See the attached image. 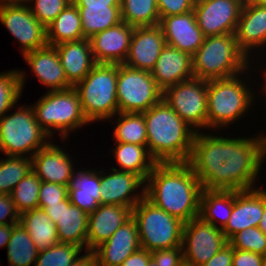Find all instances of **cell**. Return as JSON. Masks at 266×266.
<instances>
[{
  "mask_svg": "<svg viewBox=\"0 0 266 266\" xmlns=\"http://www.w3.org/2000/svg\"><path fill=\"white\" fill-rule=\"evenodd\" d=\"M213 132H196L187 162L202 187L237 191L257 188L266 160V133L259 130L251 137H231Z\"/></svg>",
  "mask_w": 266,
  "mask_h": 266,
  "instance_id": "obj_1",
  "label": "cell"
},
{
  "mask_svg": "<svg viewBox=\"0 0 266 266\" xmlns=\"http://www.w3.org/2000/svg\"><path fill=\"white\" fill-rule=\"evenodd\" d=\"M202 190L187 162L157 163L146 180L145 197L186 223L199 217Z\"/></svg>",
  "mask_w": 266,
  "mask_h": 266,
  "instance_id": "obj_2",
  "label": "cell"
},
{
  "mask_svg": "<svg viewBox=\"0 0 266 266\" xmlns=\"http://www.w3.org/2000/svg\"><path fill=\"white\" fill-rule=\"evenodd\" d=\"M143 114L147 148L157 163L188 162L196 131L163 99Z\"/></svg>",
  "mask_w": 266,
  "mask_h": 266,
  "instance_id": "obj_3",
  "label": "cell"
},
{
  "mask_svg": "<svg viewBox=\"0 0 266 266\" xmlns=\"http://www.w3.org/2000/svg\"><path fill=\"white\" fill-rule=\"evenodd\" d=\"M252 67L233 77L207 81V131L226 132L231 124L239 122L248 111H252L257 102L255 98L259 99L258 95H261L257 86L249 84L252 82L247 75L253 74L252 71L255 73L256 69L253 64ZM254 87L256 90H253Z\"/></svg>",
  "mask_w": 266,
  "mask_h": 266,
  "instance_id": "obj_4",
  "label": "cell"
},
{
  "mask_svg": "<svg viewBox=\"0 0 266 266\" xmlns=\"http://www.w3.org/2000/svg\"><path fill=\"white\" fill-rule=\"evenodd\" d=\"M31 107L36 121L46 133L54 140L57 131L61 142L64 141L65 144L70 133L91 124L83 114L80 97L74 87L47 91Z\"/></svg>",
  "mask_w": 266,
  "mask_h": 266,
  "instance_id": "obj_5",
  "label": "cell"
},
{
  "mask_svg": "<svg viewBox=\"0 0 266 266\" xmlns=\"http://www.w3.org/2000/svg\"><path fill=\"white\" fill-rule=\"evenodd\" d=\"M192 61L194 77L206 81L236 76L253 64L238 47L234 34L205 37Z\"/></svg>",
  "mask_w": 266,
  "mask_h": 266,
  "instance_id": "obj_6",
  "label": "cell"
},
{
  "mask_svg": "<svg viewBox=\"0 0 266 266\" xmlns=\"http://www.w3.org/2000/svg\"><path fill=\"white\" fill-rule=\"evenodd\" d=\"M117 77L118 64H96L74 86L83 114L90 123L109 122L118 113Z\"/></svg>",
  "mask_w": 266,
  "mask_h": 266,
  "instance_id": "obj_7",
  "label": "cell"
},
{
  "mask_svg": "<svg viewBox=\"0 0 266 266\" xmlns=\"http://www.w3.org/2000/svg\"><path fill=\"white\" fill-rule=\"evenodd\" d=\"M18 105L0 119V153L32 158L52 138L36 121L31 105ZM13 109L16 110L12 113Z\"/></svg>",
  "mask_w": 266,
  "mask_h": 266,
  "instance_id": "obj_8",
  "label": "cell"
},
{
  "mask_svg": "<svg viewBox=\"0 0 266 266\" xmlns=\"http://www.w3.org/2000/svg\"><path fill=\"white\" fill-rule=\"evenodd\" d=\"M140 246L153 252L182 246L184 222L155 206L146 197L132 209Z\"/></svg>",
  "mask_w": 266,
  "mask_h": 266,
  "instance_id": "obj_9",
  "label": "cell"
},
{
  "mask_svg": "<svg viewBox=\"0 0 266 266\" xmlns=\"http://www.w3.org/2000/svg\"><path fill=\"white\" fill-rule=\"evenodd\" d=\"M117 102L120 113H144L162 100L163 91L151 72L118 64Z\"/></svg>",
  "mask_w": 266,
  "mask_h": 266,
  "instance_id": "obj_10",
  "label": "cell"
},
{
  "mask_svg": "<svg viewBox=\"0 0 266 266\" xmlns=\"http://www.w3.org/2000/svg\"><path fill=\"white\" fill-rule=\"evenodd\" d=\"M162 99L196 132L207 130V81L191 78L163 91Z\"/></svg>",
  "mask_w": 266,
  "mask_h": 266,
  "instance_id": "obj_11",
  "label": "cell"
},
{
  "mask_svg": "<svg viewBox=\"0 0 266 266\" xmlns=\"http://www.w3.org/2000/svg\"><path fill=\"white\" fill-rule=\"evenodd\" d=\"M0 22L19 42L21 56L48 44L47 29L31 13L28 4H0Z\"/></svg>",
  "mask_w": 266,
  "mask_h": 266,
  "instance_id": "obj_12",
  "label": "cell"
},
{
  "mask_svg": "<svg viewBox=\"0 0 266 266\" xmlns=\"http://www.w3.org/2000/svg\"><path fill=\"white\" fill-rule=\"evenodd\" d=\"M228 243L222 229L204 222L200 217L184 223L182 248L184 261L200 266Z\"/></svg>",
  "mask_w": 266,
  "mask_h": 266,
  "instance_id": "obj_13",
  "label": "cell"
},
{
  "mask_svg": "<svg viewBox=\"0 0 266 266\" xmlns=\"http://www.w3.org/2000/svg\"><path fill=\"white\" fill-rule=\"evenodd\" d=\"M100 185V204L120 205L133 209L145 197L146 182L139 175L131 172L119 171L111 167L109 170L102 168Z\"/></svg>",
  "mask_w": 266,
  "mask_h": 266,
  "instance_id": "obj_14",
  "label": "cell"
},
{
  "mask_svg": "<svg viewBox=\"0 0 266 266\" xmlns=\"http://www.w3.org/2000/svg\"><path fill=\"white\" fill-rule=\"evenodd\" d=\"M234 35L238 47L252 63L266 57V6L253 4L241 9Z\"/></svg>",
  "mask_w": 266,
  "mask_h": 266,
  "instance_id": "obj_15",
  "label": "cell"
},
{
  "mask_svg": "<svg viewBox=\"0 0 266 266\" xmlns=\"http://www.w3.org/2000/svg\"><path fill=\"white\" fill-rule=\"evenodd\" d=\"M42 209L57 227L59 243L75 244L87 251L89 214L71 204L68 197Z\"/></svg>",
  "mask_w": 266,
  "mask_h": 266,
  "instance_id": "obj_16",
  "label": "cell"
},
{
  "mask_svg": "<svg viewBox=\"0 0 266 266\" xmlns=\"http://www.w3.org/2000/svg\"><path fill=\"white\" fill-rule=\"evenodd\" d=\"M193 10L205 37L234 34L241 13L232 0H195Z\"/></svg>",
  "mask_w": 266,
  "mask_h": 266,
  "instance_id": "obj_17",
  "label": "cell"
},
{
  "mask_svg": "<svg viewBox=\"0 0 266 266\" xmlns=\"http://www.w3.org/2000/svg\"><path fill=\"white\" fill-rule=\"evenodd\" d=\"M55 142V140L50 141L32 156V170L42 182L69 186L77 169L73 160L75 156L69 154L67 148L64 149Z\"/></svg>",
  "mask_w": 266,
  "mask_h": 266,
  "instance_id": "obj_18",
  "label": "cell"
},
{
  "mask_svg": "<svg viewBox=\"0 0 266 266\" xmlns=\"http://www.w3.org/2000/svg\"><path fill=\"white\" fill-rule=\"evenodd\" d=\"M133 31L134 26L122 21L92 36L89 42L96 64H124Z\"/></svg>",
  "mask_w": 266,
  "mask_h": 266,
  "instance_id": "obj_19",
  "label": "cell"
},
{
  "mask_svg": "<svg viewBox=\"0 0 266 266\" xmlns=\"http://www.w3.org/2000/svg\"><path fill=\"white\" fill-rule=\"evenodd\" d=\"M234 190V205L226 226L222 229L227 240L249 227H258L264 212L265 189Z\"/></svg>",
  "mask_w": 266,
  "mask_h": 266,
  "instance_id": "obj_20",
  "label": "cell"
},
{
  "mask_svg": "<svg viewBox=\"0 0 266 266\" xmlns=\"http://www.w3.org/2000/svg\"><path fill=\"white\" fill-rule=\"evenodd\" d=\"M165 44L164 34L159 24L134 27L124 65L151 72Z\"/></svg>",
  "mask_w": 266,
  "mask_h": 266,
  "instance_id": "obj_21",
  "label": "cell"
},
{
  "mask_svg": "<svg viewBox=\"0 0 266 266\" xmlns=\"http://www.w3.org/2000/svg\"><path fill=\"white\" fill-rule=\"evenodd\" d=\"M22 58L35 75L38 82L44 85L47 91L66 90L74 87L65 75L56 47L45 45L34 51L25 53Z\"/></svg>",
  "mask_w": 266,
  "mask_h": 266,
  "instance_id": "obj_22",
  "label": "cell"
},
{
  "mask_svg": "<svg viewBox=\"0 0 266 266\" xmlns=\"http://www.w3.org/2000/svg\"><path fill=\"white\" fill-rule=\"evenodd\" d=\"M159 25L166 45L192 56L204 42L205 36L198 27L194 10L185 14L161 17Z\"/></svg>",
  "mask_w": 266,
  "mask_h": 266,
  "instance_id": "obj_23",
  "label": "cell"
},
{
  "mask_svg": "<svg viewBox=\"0 0 266 266\" xmlns=\"http://www.w3.org/2000/svg\"><path fill=\"white\" fill-rule=\"evenodd\" d=\"M140 248L137 224L131 217L106 242L93 250L96 266H121L126 258Z\"/></svg>",
  "mask_w": 266,
  "mask_h": 266,
  "instance_id": "obj_24",
  "label": "cell"
},
{
  "mask_svg": "<svg viewBox=\"0 0 266 266\" xmlns=\"http://www.w3.org/2000/svg\"><path fill=\"white\" fill-rule=\"evenodd\" d=\"M131 217L130 207L100 204L89 214L87 250L93 251L97 246L106 242Z\"/></svg>",
  "mask_w": 266,
  "mask_h": 266,
  "instance_id": "obj_25",
  "label": "cell"
},
{
  "mask_svg": "<svg viewBox=\"0 0 266 266\" xmlns=\"http://www.w3.org/2000/svg\"><path fill=\"white\" fill-rule=\"evenodd\" d=\"M151 74L162 91L191 79L194 77L192 55L165 44Z\"/></svg>",
  "mask_w": 266,
  "mask_h": 266,
  "instance_id": "obj_26",
  "label": "cell"
},
{
  "mask_svg": "<svg viewBox=\"0 0 266 266\" xmlns=\"http://www.w3.org/2000/svg\"><path fill=\"white\" fill-rule=\"evenodd\" d=\"M55 47L67 80L73 86L83 80L96 65L89 39L64 42Z\"/></svg>",
  "mask_w": 266,
  "mask_h": 266,
  "instance_id": "obj_27",
  "label": "cell"
},
{
  "mask_svg": "<svg viewBox=\"0 0 266 266\" xmlns=\"http://www.w3.org/2000/svg\"><path fill=\"white\" fill-rule=\"evenodd\" d=\"M100 190V169L80 166L70 180L68 198L71 204L91 214L100 205Z\"/></svg>",
  "mask_w": 266,
  "mask_h": 266,
  "instance_id": "obj_28",
  "label": "cell"
},
{
  "mask_svg": "<svg viewBox=\"0 0 266 266\" xmlns=\"http://www.w3.org/2000/svg\"><path fill=\"white\" fill-rule=\"evenodd\" d=\"M111 147L112 156H114L113 169L119 171L131 172L139 175L145 182L148 175L152 172L157 161L148 151L147 145H137L132 143L115 142Z\"/></svg>",
  "mask_w": 266,
  "mask_h": 266,
  "instance_id": "obj_29",
  "label": "cell"
},
{
  "mask_svg": "<svg viewBox=\"0 0 266 266\" xmlns=\"http://www.w3.org/2000/svg\"><path fill=\"white\" fill-rule=\"evenodd\" d=\"M234 205V190L204 189L200 197L199 217L207 223L223 229Z\"/></svg>",
  "mask_w": 266,
  "mask_h": 266,
  "instance_id": "obj_30",
  "label": "cell"
},
{
  "mask_svg": "<svg viewBox=\"0 0 266 266\" xmlns=\"http://www.w3.org/2000/svg\"><path fill=\"white\" fill-rule=\"evenodd\" d=\"M20 223L27 230L39 252L59 243L57 227L42 208L22 213Z\"/></svg>",
  "mask_w": 266,
  "mask_h": 266,
  "instance_id": "obj_31",
  "label": "cell"
},
{
  "mask_svg": "<svg viewBox=\"0 0 266 266\" xmlns=\"http://www.w3.org/2000/svg\"><path fill=\"white\" fill-rule=\"evenodd\" d=\"M47 43L56 46L64 42L85 39L77 6L68 5L47 27Z\"/></svg>",
  "mask_w": 266,
  "mask_h": 266,
  "instance_id": "obj_32",
  "label": "cell"
},
{
  "mask_svg": "<svg viewBox=\"0 0 266 266\" xmlns=\"http://www.w3.org/2000/svg\"><path fill=\"white\" fill-rule=\"evenodd\" d=\"M77 8L85 39L122 22L120 6Z\"/></svg>",
  "mask_w": 266,
  "mask_h": 266,
  "instance_id": "obj_33",
  "label": "cell"
},
{
  "mask_svg": "<svg viewBox=\"0 0 266 266\" xmlns=\"http://www.w3.org/2000/svg\"><path fill=\"white\" fill-rule=\"evenodd\" d=\"M6 248L8 266H35L39 251L21 223L13 227Z\"/></svg>",
  "mask_w": 266,
  "mask_h": 266,
  "instance_id": "obj_34",
  "label": "cell"
},
{
  "mask_svg": "<svg viewBox=\"0 0 266 266\" xmlns=\"http://www.w3.org/2000/svg\"><path fill=\"white\" fill-rule=\"evenodd\" d=\"M113 119H115L114 122ZM110 120L112 124H115V128L112 129L114 142L147 145V131L143 113L118 112Z\"/></svg>",
  "mask_w": 266,
  "mask_h": 266,
  "instance_id": "obj_35",
  "label": "cell"
},
{
  "mask_svg": "<svg viewBox=\"0 0 266 266\" xmlns=\"http://www.w3.org/2000/svg\"><path fill=\"white\" fill-rule=\"evenodd\" d=\"M121 19L134 26H154L160 23L157 0H120Z\"/></svg>",
  "mask_w": 266,
  "mask_h": 266,
  "instance_id": "obj_36",
  "label": "cell"
},
{
  "mask_svg": "<svg viewBox=\"0 0 266 266\" xmlns=\"http://www.w3.org/2000/svg\"><path fill=\"white\" fill-rule=\"evenodd\" d=\"M26 71L18 68L0 72V119L21 99L28 76Z\"/></svg>",
  "mask_w": 266,
  "mask_h": 266,
  "instance_id": "obj_37",
  "label": "cell"
},
{
  "mask_svg": "<svg viewBox=\"0 0 266 266\" xmlns=\"http://www.w3.org/2000/svg\"><path fill=\"white\" fill-rule=\"evenodd\" d=\"M32 170V158L0 157V194L11 195L16 184Z\"/></svg>",
  "mask_w": 266,
  "mask_h": 266,
  "instance_id": "obj_38",
  "label": "cell"
},
{
  "mask_svg": "<svg viewBox=\"0 0 266 266\" xmlns=\"http://www.w3.org/2000/svg\"><path fill=\"white\" fill-rule=\"evenodd\" d=\"M41 180L37 174L31 170L22 180H20L11 193L12 200L20 215L26 211L38 208L39 190Z\"/></svg>",
  "mask_w": 266,
  "mask_h": 266,
  "instance_id": "obj_39",
  "label": "cell"
},
{
  "mask_svg": "<svg viewBox=\"0 0 266 266\" xmlns=\"http://www.w3.org/2000/svg\"><path fill=\"white\" fill-rule=\"evenodd\" d=\"M84 250L68 243H58L40 251L35 266H69Z\"/></svg>",
  "mask_w": 266,
  "mask_h": 266,
  "instance_id": "obj_40",
  "label": "cell"
},
{
  "mask_svg": "<svg viewBox=\"0 0 266 266\" xmlns=\"http://www.w3.org/2000/svg\"><path fill=\"white\" fill-rule=\"evenodd\" d=\"M228 243L234 249L266 255V235L258 227H249L234 234Z\"/></svg>",
  "mask_w": 266,
  "mask_h": 266,
  "instance_id": "obj_41",
  "label": "cell"
},
{
  "mask_svg": "<svg viewBox=\"0 0 266 266\" xmlns=\"http://www.w3.org/2000/svg\"><path fill=\"white\" fill-rule=\"evenodd\" d=\"M72 0H29L27 3L36 19L47 27Z\"/></svg>",
  "mask_w": 266,
  "mask_h": 266,
  "instance_id": "obj_42",
  "label": "cell"
},
{
  "mask_svg": "<svg viewBox=\"0 0 266 266\" xmlns=\"http://www.w3.org/2000/svg\"><path fill=\"white\" fill-rule=\"evenodd\" d=\"M38 194V208L46 207V204H59V202L68 197V186L58 183L41 182Z\"/></svg>",
  "mask_w": 266,
  "mask_h": 266,
  "instance_id": "obj_43",
  "label": "cell"
},
{
  "mask_svg": "<svg viewBox=\"0 0 266 266\" xmlns=\"http://www.w3.org/2000/svg\"><path fill=\"white\" fill-rule=\"evenodd\" d=\"M194 3L195 0H157L160 18L193 11Z\"/></svg>",
  "mask_w": 266,
  "mask_h": 266,
  "instance_id": "obj_44",
  "label": "cell"
},
{
  "mask_svg": "<svg viewBox=\"0 0 266 266\" xmlns=\"http://www.w3.org/2000/svg\"><path fill=\"white\" fill-rule=\"evenodd\" d=\"M151 258L158 266H180L184 262L183 248L155 250L151 252Z\"/></svg>",
  "mask_w": 266,
  "mask_h": 266,
  "instance_id": "obj_45",
  "label": "cell"
},
{
  "mask_svg": "<svg viewBox=\"0 0 266 266\" xmlns=\"http://www.w3.org/2000/svg\"><path fill=\"white\" fill-rule=\"evenodd\" d=\"M20 216L11 195L0 194V225L20 223Z\"/></svg>",
  "mask_w": 266,
  "mask_h": 266,
  "instance_id": "obj_46",
  "label": "cell"
},
{
  "mask_svg": "<svg viewBox=\"0 0 266 266\" xmlns=\"http://www.w3.org/2000/svg\"><path fill=\"white\" fill-rule=\"evenodd\" d=\"M232 266H264V256L233 248Z\"/></svg>",
  "mask_w": 266,
  "mask_h": 266,
  "instance_id": "obj_47",
  "label": "cell"
},
{
  "mask_svg": "<svg viewBox=\"0 0 266 266\" xmlns=\"http://www.w3.org/2000/svg\"><path fill=\"white\" fill-rule=\"evenodd\" d=\"M232 262L233 247L227 243L210 260L200 266H232Z\"/></svg>",
  "mask_w": 266,
  "mask_h": 266,
  "instance_id": "obj_48",
  "label": "cell"
},
{
  "mask_svg": "<svg viewBox=\"0 0 266 266\" xmlns=\"http://www.w3.org/2000/svg\"><path fill=\"white\" fill-rule=\"evenodd\" d=\"M151 259V252L146 249L140 248L132 253L121 266H148Z\"/></svg>",
  "mask_w": 266,
  "mask_h": 266,
  "instance_id": "obj_49",
  "label": "cell"
},
{
  "mask_svg": "<svg viewBox=\"0 0 266 266\" xmlns=\"http://www.w3.org/2000/svg\"><path fill=\"white\" fill-rule=\"evenodd\" d=\"M77 7L120 6V0H72Z\"/></svg>",
  "mask_w": 266,
  "mask_h": 266,
  "instance_id": "obj_50",
  "label": "cell"
},
{
  "mask_svg": "<svg viewBox=\"0 0 266 266\" xmlns=\"http://www.w3.org/2000/svg\"><path fill=\"white\" fill-rule=\"evenodd\" d=\"M69 266H96L95 255L93 251H84Z\"/></svg>",
  "mask_w": 266,
  "mask_h": 266,
  "instance_id": "obj_51",
  "label": "cell"
},
{
  "mask_svg": "<svg viewBox=\"0 0 266 266\" xmlns=\"http://www.w3.org/2000/svg\"><path fill=\"white\" fill-rule=\"evenodd\" d=\"M18 223L0 225V248L7 247L13 227Z\"/></svg>",
  "mask_w": 266,
  "mask_h": 266,
  "instance_id": "obj_52",
  "label": "cell"
},
{
  "mask_svg": "<svg viewBox=\"0 0 266 266\" xmlns=\"http://www.w3.org/2000/svg\"><path fill=\"white\" fill-rule=\"evenodd\" d=\"M265 58H263V59H260V60H257L256 62H253V64L256 66V63L257 64H259L256 68H258V69H260V71H258V72H260L259 74H261L262 76H258V77H260L259 79H261L262 78V80H263V85L261 86L260 85V89H262V90H259L258 89V91L265 97V99H263V100H265V102H266V63L265 62H263V61H266V59L264 60ZM261 60H263V61H261ZM261 61V62H260ZM263 65H265L264 66V68H263ZM260 66H261V68H260Z\"/></svg>",
  "mask_w": 266,
  "mask_h": 266,
  "instance_id": "obj_53",
  "label": "cell"
},
{
  "mask_svg": "<svg viewBox=\"0 0 266 266\" xmlns=\"http://www.w3.org/2000/svg\"><path fill=\"white\" fill-rule=\"evenodd\" d=\"M258 228L266 235V200L264 201V212Z\"/></svg>",
  "mask_w": 266,
  "mask_h": 266,
  "instance_id": "obj_54",
  "label": "cell"
},
{
  "mask_svg": "<svg viewBox=\"0 0 266 266\" xmlns=\"http://www.w3.org/2000/svg\"><path fill=\"white\" fill-rule=\"evenodd\" d=\"M241 9L248 8L254 4V0H232Z\"/></svg>",
  "mask_w": 266,
  "mask_h": 266,
  "instance_id": "obj_55",
  "label": "cell"
},
{
  "mask_svg": "<svg viewBox=\"0 0 266 266\" xmlns=\"http://www.w3.org/2000/svg\"><path fill=\"white\" fill-rule=\"evenodd\" d=\"M29 0H0V4L4 3H19V4H27Z\"/></svg>",
  "mask_w": 266,
  "mask_h": 266,
  "instance_id": "obj_56",
  "label": "cell"
},
{
  "mask_svg": "<svg viewBox=\"0 0 266 266\" xmlns=\"http://www.w3.org/2000/svg\"><path fill=\"white\" fill-rule=\"evenodd\" d=\"M254 4L266 6V0H254Z\"/></svg>",
  "mask_w": 266,
  "mask_h": 266,
  "instance_id": "obj_57",
  "label": "cell"
},
{
  "mask_svg": "<svg viewBox=\"0 0 266 266\" xmlns=\"http://www.w3.org/2000/svg\"><path fill=\"white\" fill-rule=\"evenodd\" d=\"M148 266H158V264L151 258Z\"/></svg>",
  "mask_w": 266,
  "mask_h": 266,
  "instance_id": "obj_58",
  "label": "cell"
},
{
  "mask_svg": "<svg viewBox=\"0 0 266 266\" xmlns=\"http://www.w3.org/2000/svg\"><path fill=\"white\" fill-rule=\"evenodd\" d=\"M180 266H194V265L189 264V263H187V262L184 261Z\"/></svg>",
  "mask_w": 266,
  "mask_h": 266,
  "instance_id": "obj_59",
  "label": "cell"
},
{
  "mask_svg": "<svg viewBox=\"0 0 266 266\" xmlns=\"http://www.w3.org/2000/svg\"><path fill=\"white\" fill-rule=\"evenodd\" d=\"M264 266H266V255L264 256Z\"/></svg>",
  "mask_w": 266,
  "mask_h": 266,
  "instance_id": "obj_60",
  "label": "cell"
}]
</instances>
